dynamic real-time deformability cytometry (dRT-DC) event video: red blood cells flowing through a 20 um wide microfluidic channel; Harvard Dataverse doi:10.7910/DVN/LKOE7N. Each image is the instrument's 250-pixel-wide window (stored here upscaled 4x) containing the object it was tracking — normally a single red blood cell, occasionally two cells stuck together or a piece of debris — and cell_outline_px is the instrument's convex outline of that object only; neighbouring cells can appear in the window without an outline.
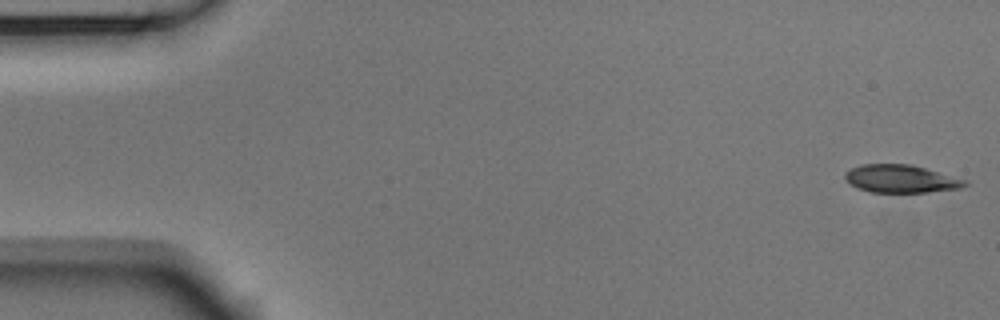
{"species": "Egyptian fruit bat (a non-hibernating species)", "species_latin": "Rousettus aegyptiacus", "temperature_condition": "room temperature", "stored_images_in_passage": 53, "camera_frame_rate_fps": 3000, "um_per_image_px": 0.085, "animal": {"sex": "male"}, "frame": {"image": 1, "passage_image": 1, "time_ms": 0.0, "image_size_px": [1000, 320], "cell_outline_px": [[968, 184], [960, 188], [928, 192], [872, 192], [856, 188], [844, 176], [844, 172], [860, 164], [912, 164], [968, 180]], "centroid_in_image_um": [76.6, 15.19], "position_along_channel_um": 8.4, "area_um2": 19.48}}
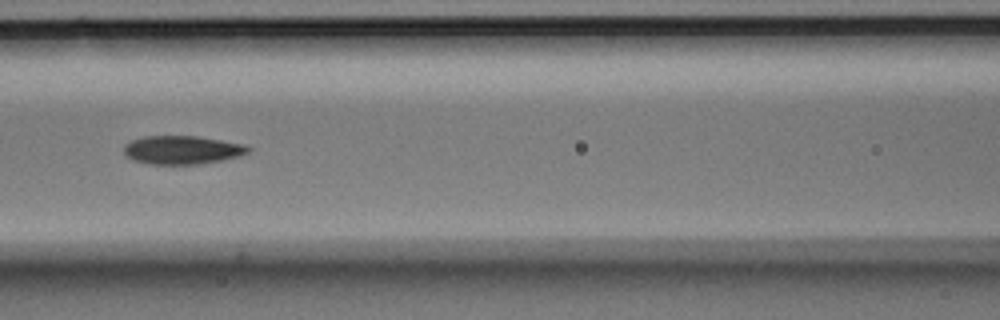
{"frame": {"image": 2, "passage_image": 23, "time_ms": 7.333, "image_size_px": [1000, 320], "cell_outline_px": [[252, 148], [248, 152], [240, 156], [200, 164], [148, 164], [132, 160], [124, 156], [124, 144], [132, 140], [144, 136], [196, 136], [244, 144]], "centroid_in_image_um": [15.45, 12.75], "position_along_channel_um": 151.2, "area_um2": 20.69}}
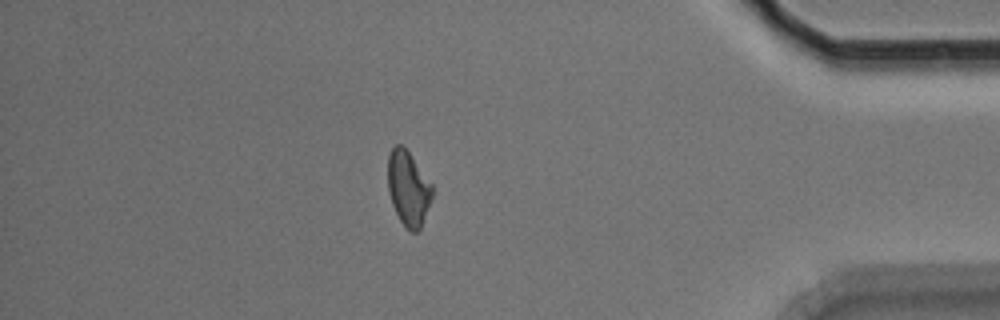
{"frame": {"image": 3, "passage_image": 46, "time_ms": 15.0, "image_size_px": [1000, 320], "cell_outline_px": [[432, 196], [420, 228], [416, 232], [412, 232], [400, 220], [392, 204], [388, 192], [388, 156], [392, 148], [396, 144], [404, 144], [432, 184]], "centroid_in_image_um": [34.69, 15.95], "position_along_channel_um": 400.5, "area_um2": 19.19}, "authors_computed_cell_mechanics": {"area_um2": 20.4034, "velocity_mm_per_s": 3.7535, "shape_relaxation_time_tau1_ms": 5.633, "shape_relaxation_time_tau2_ms": null, "deformation_change_tau1": 0.1419, "deformation_change_tau2": null}}